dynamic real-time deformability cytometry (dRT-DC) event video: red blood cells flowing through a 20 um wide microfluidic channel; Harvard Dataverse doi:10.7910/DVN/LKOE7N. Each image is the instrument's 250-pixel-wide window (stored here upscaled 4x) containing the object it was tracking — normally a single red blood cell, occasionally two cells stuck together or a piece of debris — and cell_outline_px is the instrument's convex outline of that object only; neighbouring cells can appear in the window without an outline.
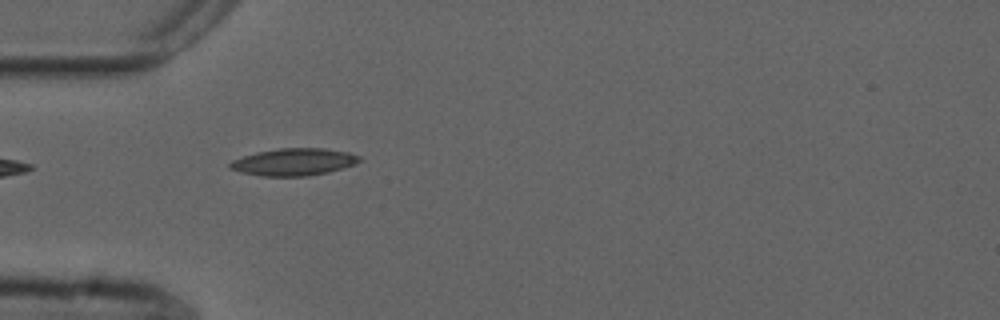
{"species": "common noctule bat (a hibernating species)", "species_latin": "Nyctalus noctula", "temperature_condition": "cold", "stored_images_in_passage": 10, "camera_frame_rate_fps": 3000, "um_per_image_px": 0.085, "animal": {"sex": "male", "forearm_length_mm": 52.5}, "frame": {"image": 1, "passage_image": 4, "time_ms": 1.0, "image_size_px": [1000, 320], "cell_outline_px": [[360, 160], [356, 164], [328, 172], [308, 176], [260, 176], [240, 172], [228, 168], [228, 164], [232, 160], [256, 152], [280, 148], [324, 148], [348, 152], [360, 156]], "centroid_in_image_um": [24.95, 13.77], "position_along_channel_um": 60.0, "area_um2": 20.58}}
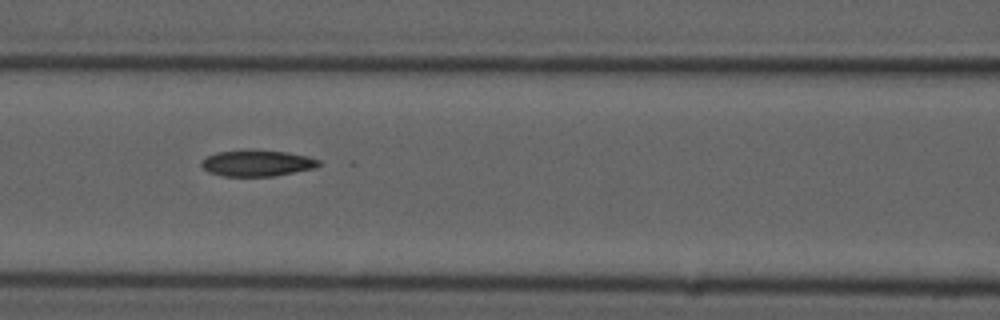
{"frame": {"image": 2, "passage_image": 6, "time_ms": 1.667, "image_size_px": [1000, 320], "cell_outline_px": [[320, 164], [316, 168], [272, 176], [224, 176], [208, 172], [200, 164], [208, 156], [216, 152], [252, 148], [288, 152], [308, 156], [320, 160]], "centroid_in_image_um": [21.87, 13.84], "position_along_channel_um": 144.7, "area_um2": 18.21}}
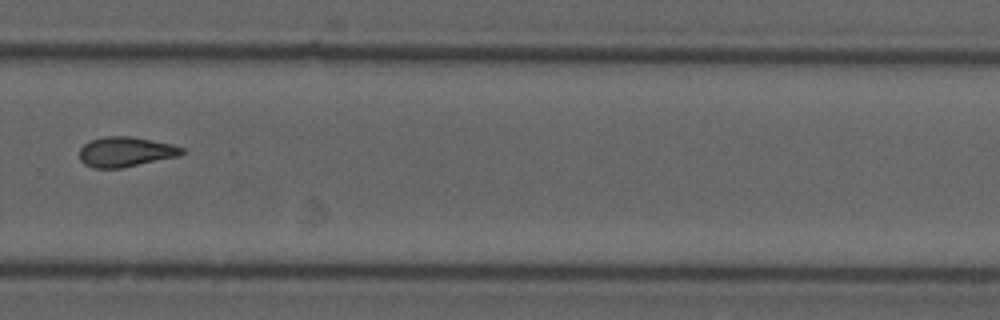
{"frame": {"image": 3, "passage_image": 10, "time_ms": 3.0, "image_size_px": [1000, 320], "cell_outline_px": [[184, 152], [180, 156], [120, 168], [92, 168], [84, 164], [80, 160], [80, 148], [84, 144], [92, 140], [104, 136], [132, 136], [172, 144], [184, 148]], "centroid_in_image_um": [10.68, 12.9], "position_along_channel_um": 319.1, "area_um2": 17.92}}